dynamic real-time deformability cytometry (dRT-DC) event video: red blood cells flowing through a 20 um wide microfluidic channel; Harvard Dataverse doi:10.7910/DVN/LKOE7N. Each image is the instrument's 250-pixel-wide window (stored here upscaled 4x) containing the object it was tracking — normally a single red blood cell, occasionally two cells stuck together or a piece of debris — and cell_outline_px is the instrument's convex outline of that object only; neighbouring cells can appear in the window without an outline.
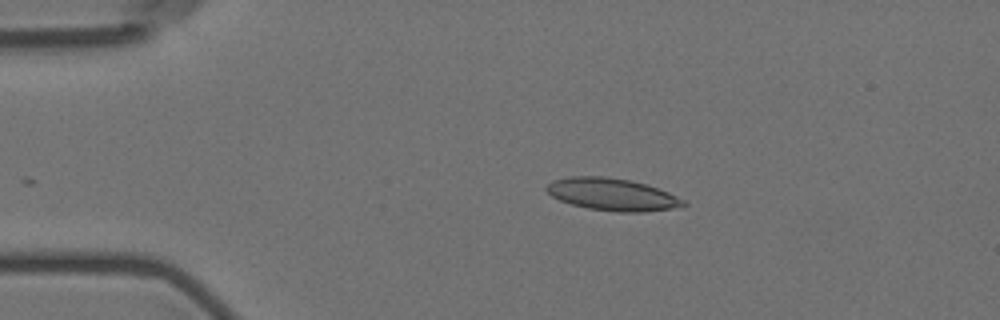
{"species": "Egyptian fruit bat (a non-hibernating species)", "species_latin": "Rousettus aegyptiacus", "temperature_condition": "room temperature", "stored_images_in_passage": 9, "camera_frame_rate_fps": 3000, "um_per_image_px": 0.085, "animal": {"sex": "female"}, "frame": {"image": 1, "passage_image": 3, "time_ms": 3.0, "image_size_px": [1000, 320], "cell_outline_px": [[688, 204], [672, 208], [640, 212], [616, 212], [588, 208], [572, 204], [560, 200], [552, 196], [544, 188], [552, 180], [568, 176], [604, 176], [628, 180], [644, 184], [668, 192], [684, 200]], "centroid_in_image_um": [51.99, 16.52], "position_along_channel_um": 33.0, "area_um2": 25.49}}
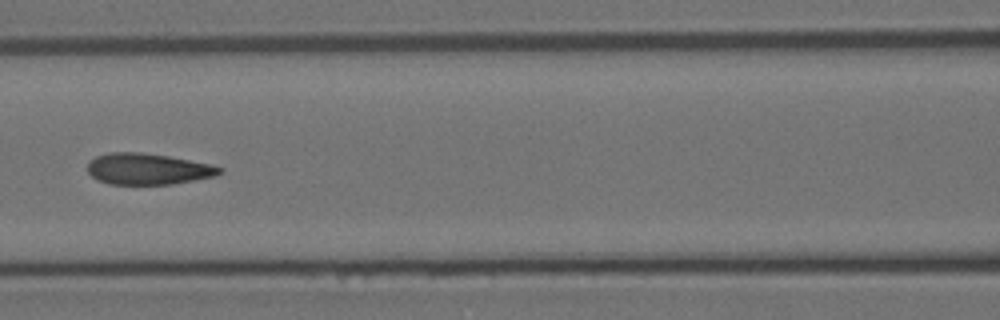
{"frame": {"image": 2, "passage_image": 7, "time_ms": 7.667, "image_size_px": [1000, 320], "cell_outline_px": [[224, 172], [216, 176], [172, 184], [108, 184], [96, 180], [88, 172], [88, 160], [96, 156], [108, 152], [140, 152], [168, 156], [212, 164], [224, 168]], "centroid_in_image_um": [12.58, 14.36], "position_along_channel_um": 154.0, "area_um2": 24.28}}
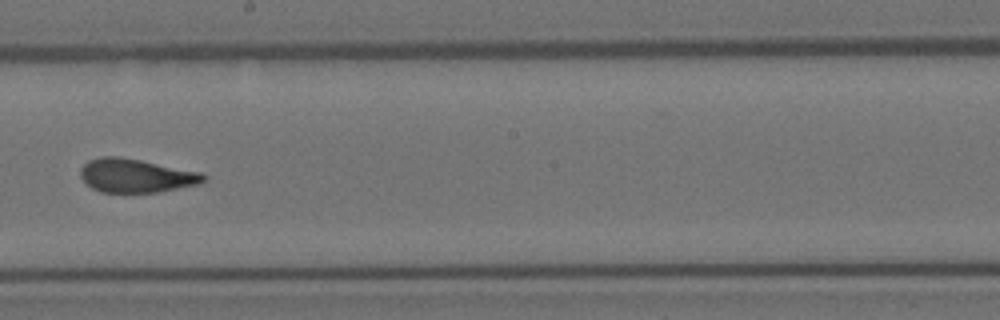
{"frame": {"image": 3, "passage_image": 9, "time_ms": 10.0, "image_size_px": [1000, 320], "cell_outline_px": [[208, 176], [200, 184], [156, 192], [100, 192], [92, 188], [80, 176], [80, 168], [88, 160], [100, 156], [120, 156], [204, 172]], "centroid_in_image_um": [11.58, 14.91], "position_along_channel_um": 236.6, "area_um2": 24.33}}